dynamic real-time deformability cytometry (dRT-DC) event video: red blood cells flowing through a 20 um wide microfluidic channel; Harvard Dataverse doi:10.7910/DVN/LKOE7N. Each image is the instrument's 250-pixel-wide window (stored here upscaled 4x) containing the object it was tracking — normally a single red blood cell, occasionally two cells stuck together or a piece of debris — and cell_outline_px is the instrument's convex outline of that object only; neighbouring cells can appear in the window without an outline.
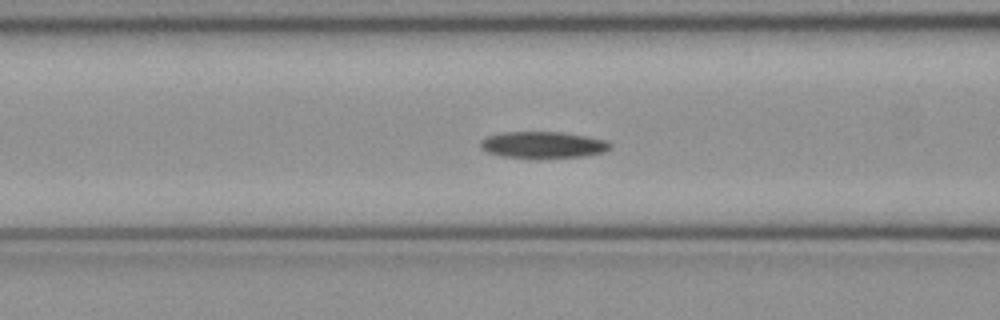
{"species": "common noctule bat (a hibernating species)", "species_latin": "Nyctalus noctula", "temperature_condition": "cold", "stored_images_in_passage": 50, "camera_frame_rate_fps": 3000, "um_per_image_px": 0.085, "animal": {"sex": "female", "body_mass_g": 21.9}, "frame": {"image": 1, "passage_image": 19, "time_ms": 6.0, "image_size_px": [1000, 320], "cell_outline_px": [[612, 148], [604, 152], [584, 156], [536, 160], [532, 160], [504, 156], [488, 152], [480, 148], [480, 140], [484, 136], [500, 132], [564, 132], [608, 140], [612, 144]], "centroid_in_image_um": [46.15, 12.33], "position_along_channel_um": 120.4, "area_um2": 20.92}}
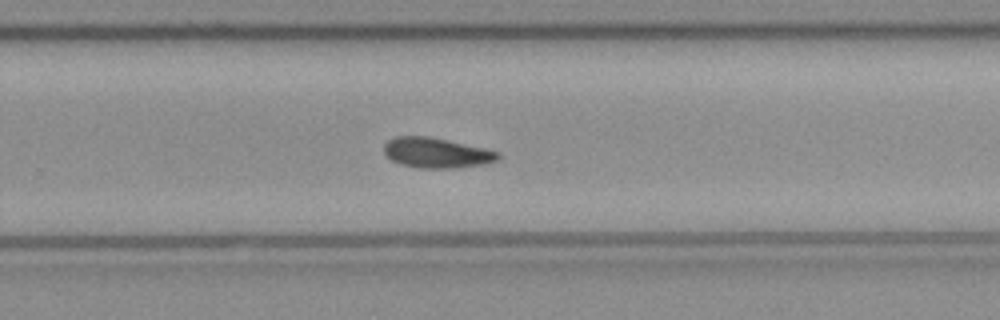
{"frame": {"image": 2, "passage_image": 32, "time_ms": 10.333, "image_size_px": [1000, 320], "cell_outline_px": [[500, 160], [484, 164], [460, 168], [416, 168], [400, 164], [392, 160], [384, 152], [384, 144], [388, 140], [396, 136], [428, 136], [484, 148], [500, 152]], "centroid_in_image_um": [37.12, 13.0], "position_along_channel_um": 292.7, "area_um2": 20.17}}
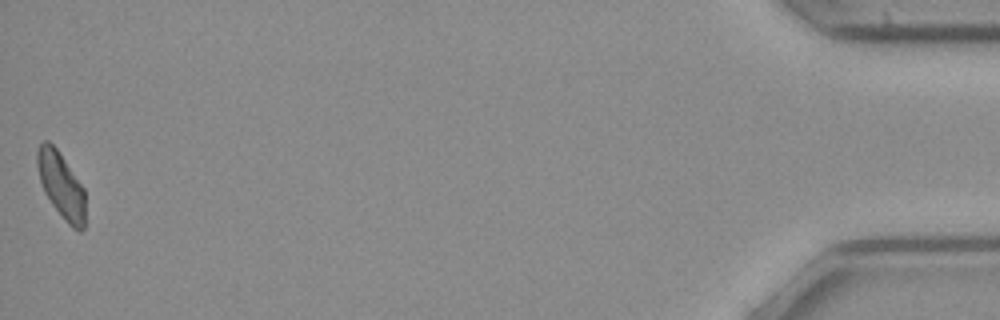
{"frame": {"image": 3, "passage_image": 50, "time_ms": 16.333, "image_size_px": [1000, 320], "cell_outline_px": [[84, 228], [80, 232], [72, 228], [64, 220], [52, 204], [44, 192], [40, 180], [36, 164], [36, 152], [40, 144], [44, 140], [48, 140], [56, 148], [84, 188]], "centroid_in_image_um": [5.18, 15.75], "position_along_channel_um": 430.0, "area_um2": 18.32}, "authors_computed_cell_mechanics": {"area_um2": 19.7387, "velocity_mm_per_s": 3.9803, "shape_relaxation_time_tau1_ms": 3.8948, "shape_relaxation_time_tau2_ms": null, "deformation_change_tau1": 0.1143, "deformation_change_tau2": null}}